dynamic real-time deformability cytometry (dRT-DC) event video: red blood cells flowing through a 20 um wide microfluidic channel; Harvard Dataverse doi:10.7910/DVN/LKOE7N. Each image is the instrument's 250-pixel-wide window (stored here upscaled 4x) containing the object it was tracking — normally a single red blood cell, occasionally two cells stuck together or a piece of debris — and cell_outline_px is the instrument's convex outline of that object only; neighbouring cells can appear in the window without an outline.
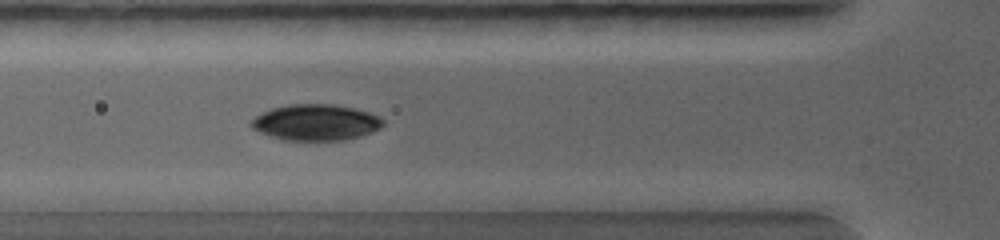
{"species": "common noctule bat (a hibernating species)", "species_latin": "Nyctalus noctula", "temperature_condition": "warm", "stored_images_in_passage": 9, "camera_frame_rate_fps": 5000, "um_per_image_px": 0.085, "animal": {"sex": "female", "body_mass_g": 19.0, "forearm_length_mm": 56.7}, "frame": {"image": 1, "passage_image": 8, "time_ms": 2.6, "image_size_px": [1000, 240], "cell_outline_px": [[384, 124], [380, 128], [372, 132], [360, 136], [344, 140], [284, 140], [260, 132], [252, 128], [248, 124], [256, 116], [272, 108], [288, 104], [332, 104], [356, 108], [380, 116], [384, 120]], "centroid_in_image_um": [26.87, 10.4], "position_along_channel_um": 98.9, "area_um2": 27.74}}